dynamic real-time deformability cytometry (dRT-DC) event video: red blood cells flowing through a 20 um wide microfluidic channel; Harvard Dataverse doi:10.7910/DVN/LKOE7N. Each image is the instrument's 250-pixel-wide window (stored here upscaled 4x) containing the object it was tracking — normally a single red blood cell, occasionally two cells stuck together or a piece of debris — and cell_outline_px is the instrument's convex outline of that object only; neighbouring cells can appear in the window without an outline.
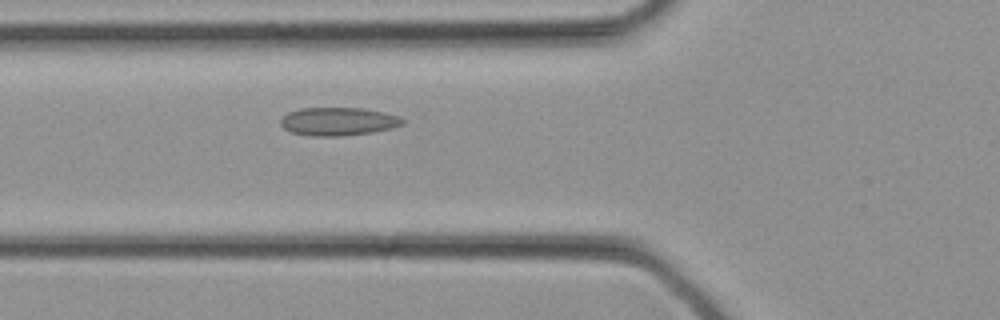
{"species": "common noctule bat (a hibernating species)", "species_latin": "Nyctalus noctula", "temperature_condition": "cold", "stored_images_in_passage": 22, "camera_frame_rate_fps": 3000, "um_per_image_px": 0.085, "animal": {"sex": "female", "body_mass_g": 21.9}, "frame": {"image": 1, "passage_image": 4, "time_ms": 1.0, "image_size_px": [1000, 320], "cell_outline_px": [[404, 124], [392, 128], [372, 132], [340, 136], [312, 136], [292, 132], [284, 128], [280, 124], [280, 120], [288, 112], [300, 108], [364, 108], [384, 112], [396, 116], [404, 120]], "centroid_in_image_um": [28.74, 10.32], "position_along_channel_um": 97.1, "area_um2": 19.94}}
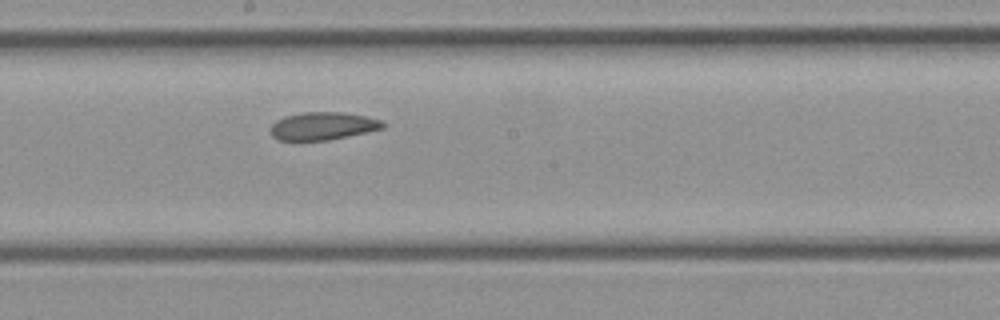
{"frame": {"image": 2, "passage_image": 10, "time_ms": 3.0, "image_size_px": [1000, 320], "cell_outline_px": [[384, 128], [328, 140], [276, 140], [272, 136], [272, 124], [276, 120], [284, 116], [300, 112], [340, 112], [364, 116], [380, 120], [384, 124]], "centroid_in_image_um": [27.39, 10.7], "position_along_channel_um": 220.8, "area_um2": 17.98}}
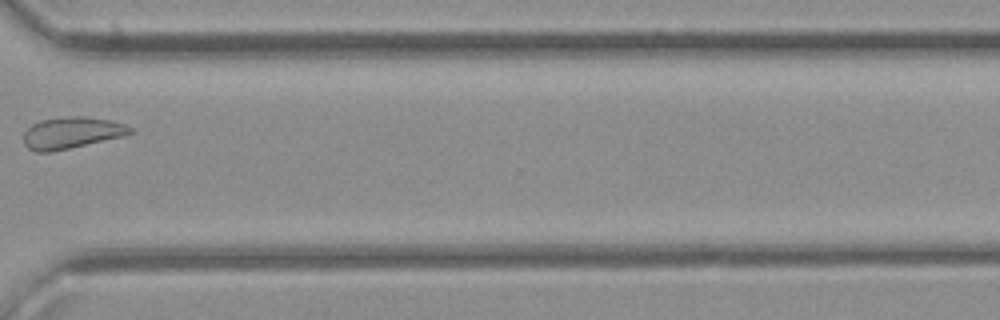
{"frame": {"image": 3, "passage_image": 17, "time_ms": 5.333, "image_size_px": [1000, 320], "cell_outline_px": [[136, 132], [124, 136], [52, 152], [36, 152], [28, 148], [24, 144], [24, 132], [32, 124], [40, 120], [72, 116], [84, 116], [108, 120], [124, 124], [132, 128]], "centroid_in_image_um": [6.09, 11.29], "position_along_channel_um": 364.5, "area_um2": 19.59}}